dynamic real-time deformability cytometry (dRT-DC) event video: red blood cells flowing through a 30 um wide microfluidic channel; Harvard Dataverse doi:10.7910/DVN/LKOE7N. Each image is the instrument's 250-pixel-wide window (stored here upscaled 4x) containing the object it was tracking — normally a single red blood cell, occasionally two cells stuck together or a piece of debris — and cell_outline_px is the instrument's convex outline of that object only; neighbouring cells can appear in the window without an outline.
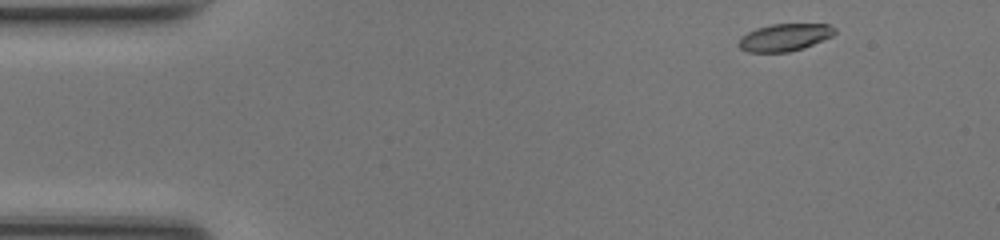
{"species": "common noctule bat (a hibernating species)", "species_latin": "Nyctalus noctula", "temperature_condition": "room temperature", "stored_images_in_passage": 45, "camera_frame_rate_fps": 3000, "um_per_image_px": 0.085, "animal": {"sex": "female", "body_mass_g": 17.0, "forearm_length_mm": 48.0}, "frame": {"image": 1, "passage_image": 1, "time_ms": 0.0, "image_size_px": [1000, 240], "cell_outline_px": [[836, 32], [832, 36], [804, 48], [788, 52], [748, 52], [740, 48], [736, 44], [740, 36], [756, 28], [772, 24], [828, 24], [836, 28]], "centroid_in_image_um": [66.67, 3.18], "position_along_channel_um": 18.3, "area_um2": 15.43}}
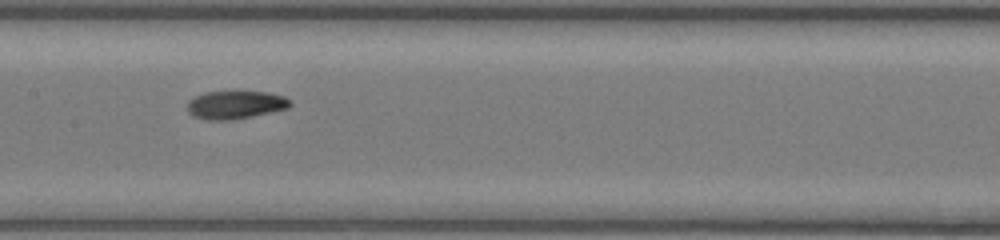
{"frame": {"image": 2, "passage_image": 20, "time_ms": 6.333, "image_size_px": [1000, 240], "cell_outline_px": [[292, 104], [288, 108], [228, 120], [208, 120], [192, 116], [188, 112], [188, 100], [204, 92], [268, 92], [284, 96], [292, 100]], "centroid_in_image_um": [20.0, 8.9], "position_along_channel_um": 187.4, "area_um2": 16.59}}
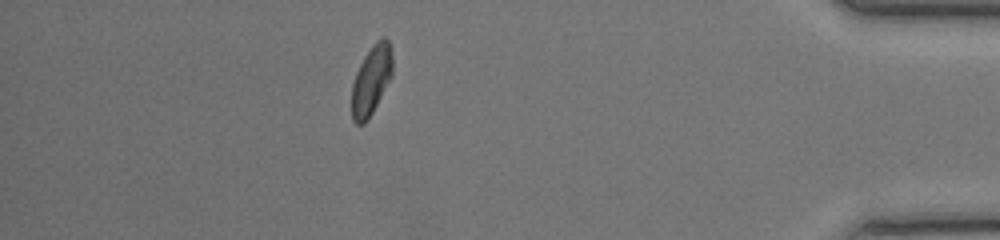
{"frame": {"image": 3, "passage_image": 39, "time_ms": 12.667, "image_size_px": [1000, 240], "cell_outline_px": [[392, 76], [372, 112], [364, 124], [356, 124], [352, 120], [352, 84], [356, 72], [364, 56], [372, 44], [380, 36], [384, 36], [388, 40], [392, 48]], "centroid_in_image_um": [31.57, 6.76], "position_along_channel_um": 403.6, "area_um2": 16.53}, "authors_computed_cell_mechanics": {"area_um2": 16.5886, "velocity_mm_per_s": 4.2023, "shape_relaxation_time_tau1_ms": 3.5964, "shape_relaxation_time_tau2_ms": 2.0299, "deformation_change_tau1": 0.1407, "deformation_change_tau2": 0.0657}}